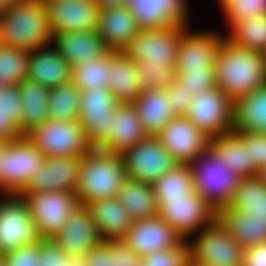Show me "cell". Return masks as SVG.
Segmentation results:
<instances>
[{
	"label": "cell",
	"instance_id": "1",
	"mask_svg": "<svg viewBox=\"0 0 266 266\" xmlns=\"http://www.w3.org/2000/svg\"><path fill=\"white\" fill-rule=\"evenodd\" d=\"M216 86L234 102L266 84V54L237 46L227 38L215 62Z\"/></svg>",
	"mask_w": 266,
	"mask_h": 266
},
{
	"label": "cell",
	"instance_id": "2",
	"mask_svg": "<svg viewBox=\"0 0 266 266\" xmlns=\"http://www.w3.org/2000/svg\"><path fill=\"white\" fill-rule=\"evenodd\" d=\"M2 44L33 51L52 41L44 0H18L0 14Z\"/></svg>",
	"mask_w": 266,
	"mask_h": 266
},
{
	"label": "cell",
	"instance_id": "3",
	"mask_svg": "<svg viewBox=\"0 0 266 266\" xmlns=\"http://www.w3.org/2000/svg\"><path fill=\"white\" fill-rule=\"evenodd\" d=\"M190 167L194 190L206 202L217 211L230 205L242 177L223 165L219 155L211 147L190 164Z\"/></svg>",
	"mask_w": 266,
	"mask_h": 266
},
{
	"label": "cell",
	"instance_id": "4",
	"mask_svg": "<svg viewBox=\"0 0 266 266\" xmlns=\"http://www.w3.org/2000/svg\"><path fill=\"white\" fill-rule=\"evenodd\" d=\"M126 178L121 154L107 159H82L75 193L84 206L98 200L115 198Z\"/></svg>",
	"mask_w": 266,
	"mask_h": 266
},
{
	"label": "cell",
	"instance_id": "5",
	"mask_svg": "<svg viewBox=\"0 0 266 266\" xmlns=\"http://www.w3.org/2000/svg\"><path fill=\"white\" fill-rule=\"evenodd\" d=\"M19 196L28 203L33 222L43 239H54L81 205L75 192L49 191Z\"/></svg>",
	"mask_w": 266,
	"mask_h": 266
},
{
	"label": "cell",
	"instance_id": "6",
	"mask_svg": "<svg viewBox=\"0 0 266 266\" xmlns=\"http://www.w3.org/2000/svg\"><path fill=\"white\" fill-rule=\"evenodd\" d=\"M185 25L166 29H141L124 52L136 63L145 66L175 67L177 50Z\"/></svg>",
	"mask_w": 266,
	"mask_h": 266
},
{
	"label": "cell",
	"instance_id": "7",
	"mask_svg": "<svg viewBox=\"0 0 266 266\" xmlns=\"http://www.w3.org/2000/svg\"><path fill=\"white\" fill-rule=\"evenodd\" d=\"M46 159L45 155L25 136L11 140L3 155L2 192L20 195Z\"/></svg>",
	"mask_w": 266,
	"mask_h": 266
},
{
	"label": "cell",
	"instance_id": "8",
	"mask_svg": "<svg viewBox=\"0 0 266 266\" xmlns=\"http://www.w3.org/2000/svg\"><path fill=\"white\" fill-rule=\"evenodd\" d=\"M185 117L209 138L233 132V101L220 88L192 97Z\"/></svg>",
	"mask_w": 266,
	"mask_h": 266
},
{
	"label": "cell",
	"instance_id": "9",
	"mask_svg": "<svg viewBox=\"0 0 266 266\" xmlns=\"http://www.w3.org/2000/svg\"><path fill=\"white\" fill-rule=\"evenodd\" d=\"M9 199V200H7ZM0 202V254L43 240L33 222L28 203L19 195Z\"/></svg>",
	"mask_w": 266,
	"mask_h": 266
},
{
	"label": "cell",
	"instance_id": "10",
	"mask_svg": "<svg viewBox=\"0 0 266 266\" xmlns=\"http://www.w3.org/2000/svg\"><path fill=\"white\" fill-rule=\"evenodd\" d=\"M189 245L190 260L207 266H243L245 250L216 220Z\"/></svg>",
	"mask_w": 266,
	"mask_h": 266
},
{
	"label": "cell",
	"instance_id": "11",
	"mask_svg": "<svg viewBox=\"0 0 266 266\" xmlns=\"http://www.w3.org/2000/svg\"><path fill=\"white\" fill-rule=\"evenodd\" d=\"M158 215L184 240L200 226L202 230L217 220V210L195 190L184 198L164 199Z\"/></svg>",
	"mask_w": 266,
	"mask_h": 266
},
{
	"label": "cell",
	"instance_id": "12",
	"mask_svg": "<svg viewBox=\"0 0 266 266\" xmlns=\"http://www.w3.org/2000/svg\"><path fill=\"white\" fill-rule=\"evenodd\" d=\"M46 158L81 156L85 131L79 120H47L25 134Z\"/></svg>",
	"mask_w": 266,
	"mask_h": 266
},
{
	"label": "cell",
	"instance_id": "13",
	"mask_svg": "<svg viewBox=\"0 0 266 266\" xmlns=\"http://www.w3.org/2000/svg\"><path fill=\"white\" fill-rule=\"evenodd\" d=\"M122 157L127 178L153 184L177 163L158 137L148 136Z\"/></svg>",
	"mask_w": 266,
	"mask_h": 266
},
{
	"label": "cell",
	"instance_id": "14",
	"mask_svg": "<svg viewBox=\"0 0 266 266\" xmlns=\"http://www.w3.org/2000/svg\"><path fill=\"white\" fill-rule=\"evenodd\" d=\"M177 164H192L210 147V139L185 116L174 117L157 136Z\"/></svg>",
	"mask_w": 266,
	"mask_h": 266
},
{
	"label": "cell",
	"instance_id": "15",
	"mask_svg": "<svg viewBox=\"0 0 266 266\" xmlns=\"http://www.w3.org/2000/svg\"><path fill=\"white\" fill-rule=\"evenodd\" d=\"M52 37L65 32L97 30L100 7L95 0H44Z\"/></svg>",
	"mask_w": 266,
	"mask_h": 266
},
{
	"label": "cell",
	"instance_id": "16",
	"mask_svg": "<svg viewBox=\"0 0 266 266\" xmlns=\"http://www.w3.org/2000/svg\"><path fill=\"white\" fill-rule=\"evenodd\" d=\"M119 105L109 88L81 91L79 121L85 134L109 138Z\"/></svg>",
	"mask_w": 266,
	"mask_h": 266
},
{
	"label": "cell",
	"instance_id": "17",
	"mask_svg": "<svg viewBox=\"0 0 266 266\" xmlns=\"http://www.w3.org/2000/svg\"><path fill=\"white\" fill-rule=\"evenodd\" d=\"M81 163V156L46 158L22 193L75 192Z\"/></svg>",
	"mask_w": 266,
	"mask_h": 266
},
{
	"label": "cell",
	"instance_id": "18",
	"mask_svg": "<svg viewBox=\"0 0 266 266\" xmlns=\"http://www.w3.org/2000/svg\"><path fill=\"white\" fill-rule=\"evenodd\" d=\"M184 31L176 57L175 74L181 71H215L218 49L225 38L214 33Z\"/></svg>",
	"mask_w": 266,
	"mask_h": 266
},
{
	"label": "cell",
	"instance_id": "19",
	"mask_svg": "<svg viewBox=\"0 0 266 266\" xmlns=\"http://www.w3.org/2000/svg\"><path fill=\"white\" fill-rule=\"evenodd\" d=\"M127 7L141 29L161 30L186 25V0H128Z\"/></svg>",
	"mask_w": 266,
	"mask_h": 266
},
{
	"label": "cell",
	"instance_id": "20",
	"mask_svg": "<svg viewBox=\"0 0 266 266\" xmlns=\"http://www.w3.org/2000/svg\"><path fill=\"white\" fill-rule=\"evenodd\" d=\"M182 238L159 216L135 220L122 239L140 256L176 245Z\"/></svg>",
	"mask_w": 266,
	"mask_h": 266
},
{
	"label": "cell",
	"instance_id": "21",
	"mask_svg": "<svg viewBox=\"0 0 266 266\" xmlns=\"http://www.w3.org/2000/svg\"><path fill=\"white\" fill-rule=\"evenodd\" d=\"M69 255L87 254L103 240L87 206L80 205L53 239Z\"/></svg>",
	"mask_w": 266,
	"mask_h": 266
},
{
	"label": "cell",
	"instance_id": "22",
	"mask_svg": "<svg viewBox=\"0 0 266 266\" xmlns=\"http://www.w3.org/2000/svg\"><path fill=\"white\" fill-rule=\"evenodd\" d=\"M140 30L127 6L99 11L96 31L109 51H124Z\"/></svg>",
	"mask_w": 266,
	"mask_h": 266
},
{
	"label": "cell",
	"instance_id": "23",
	"mask_svg": "<svg viewBox=\"0 0 266 266\" xmlns=\"http://www.w3.org/2000/svg\"><path fill=\"white\" fill-rule=\"evenodd\" d=\"M71 71V65L55 48H40L30 52L27 79L52 89L70 82Z\"/></svg>",
	"mask_w": 266,
	"mask_h": 266
},
{
	"label": "cell",
	"instance_id": "24",
	"mask_svg": "<svg viewBox=\"0 0 266 266\" xmlns=\"http://www.w3.org/2000/svg\"><path fill=\"white\" fill-rule=\"evenodd\" d=\"M52 41L71 67L92 61L108 51L96 30L59 33Z\"/></svg>",
	"mask_w": 266,
	"mask_h": 266
},
{
	"label": "cell",
	"instance_id": "25",
	"mask_svg": "<svg viewBox=\"0 0 266 266\" xmlns=\"http://www.w3.org/2000/svg\"><path fill=\"white\" fill-rule=\"evenodd\" d=\"M87 207L103 241L122 240L133 225L134 220L117 197L98 200Z\"/></svg>",
	"mask_w": 266,
	"mask_h": 266
},
{
	"label": "cell",
	"instance_id": "26",
	"mask_svg": "<svg viewBox=\"0 0 266 266\" xmlns=\"http://www.w3.org/2000/svg\"><path fill=\"white\" fill-rule=\"evenodd\" d=\"M144 131L148 136L157 137L176 115L171 109L166 88L142 91L132 103Z\"/></svg>",
	"mask_w": 266,
	"mask_h": 266
},
{
	"label": "cell",
	"instance_id": "27",
	"mask_svg": "<svg viewBox=\"0 0 266 266\" xmlns=\"http://www.w3.org/2000/svg\"><path fill=\"white\" fill-rule=\"evenodd\" d=\"M217 220L245 248L266 242V217L251 216L225 206L217 211Z\"/></svg>",
	"mask_w": 266,
	"mask_h": 266
},
{
	"label": "cell",
	"instance_id": "28",
	"mask_svg": "<svg viewBox=\"0 0 266 266\" xmlns=\"http://www.w3.org/2000/svg\"><path fill=\"white\" fill-rule=\"evenodd\" d=\"M109 90L119 104H132L142 93L137 63L124 51H111Z\"/></svg>",
	"mask_w": 266,
	"mask_h": 266
},
{
	"label": "cell",
	"instance_id": "29",
	"mask_svg": "<svg viewBox=\"0 0 266 266\" xmlns=\"http://www.w3.org/2000/svg\"><path fill=\"white\" fill-rule=\"evenodd\" d=\"M233 131L266 133V84L233 102Z\"/></svg>",
	"mask_w": 266,
	"mask_h": 266
},
{
	"label": "cell",
	"instance_id": "30",
	"mask_svg": "<svg viewBox=\"0 0 266 266\" xmlns=\"http://www.w3.org/2000/svg\"><path fill=\"white\" fill-rule=\"evenodd\" d=\"M17 86L23 104L21 135H25L34 127L49 120L50 89L30 79Z\"/></svg>",
	"mask_w": 266,
	"mask_h": 266
},
{
	"label": "cell",
	"instance_id": "31",
	"mask_svg": "<svg viewBox=\"0 0 266 266\" xmlns=\"http://www.w3.org/2000/svg\"><path fill=\"white\" fill-rule=\"evenodd\" d=\"M112 122V135L109 139L118 154L122 155L148 137L133 104H120Z\"/></svg>",
	"mask_w": 266,
	"mask_h": 266
},
{
	"label": "cell",
	"instance_id": "32",
	"mask_svg": "<svg viewBox=\"0 0 266 266\" xmlns=\"http://www.w3.org/2000/svg\"><path fill=\"white\" fill-rule=\"evenodd\" d=\"M117 198L134 221L158 215V205L149 183L126 178Z\"/></svg>",
	"mask_w": 266,
	"mask_h": 266
},
{
	"label": "cell",
	"instance_id": "33",
	"mask_svg": "<svg viewBox=\"0 0 266 266\" xmlns=\"http://www.w3.org/2000/svg\"><path fill=\"white\" fill-rule=\"evenodd\" d=\"M210 147L232 172L242 178L256 176L257 172L250 165L248 147L234 132L211 138Z\"/></svg>",
	"mask_w": 266,
	"mask_h": 266
},
{
	"label": "cell",
	"instance_id": "34",
	"mask_svg": "<svg viewBox=\"0 0 266 266\" xmlns=\"http://www.w3.org/2000/svg\"><path fill=\"white\" fill-rule=\"evenodd\" d=\"M153 193L159 205L164 199L184 198L194 190L193 173L190 165L176 164L153 184Z\"/></svg>",
	"mask_w": 266,
	"mask_h": 266
},
{
	"label": "cell",
	"instance_id": "35",
	"mask_svg": "<svg viewBox=\"0 0 266 266\" xmlns=\"http://www.w3.org/2000/svg\"><path fill=\"white\" fill-rule=\"evenodd\" d=\"M111 51L72 67L70 81L80 90L109 88Z\"/></svg>",
	"mask_w": 266,
	"mask_h": 266
},
{
	"label": "cell",
	"instance_id": "36",
	"mask_svg": "<svg viewBox=\"0 0 266 266\" xmlns=\"http://www.w3.org/2000/svg\"><path fill=\"white\" fill-rule=\"evenodd\" d=\"M229 206L251 216L266 217V186L256 176L242 178Z\"/></svg>",
	"mask_w": 266,
	"mask_h": 266
},
{
	"label": "cell",
	"instance_id": "37",
	"mask_svg": "<svg viewBox=\"0 0 266 266\" xmlns=\"http://www.w3.org/2000/svg\"><path fill=\"white\" fill-rule=\"evenodd\" d=\"M81 91L70 81L50 89L49 119L56 121L79 120Z\"/></svg>",
	"mask_w": 266,
	"mask_h": 266
},
{
	"label": "cell",
	"instance_id": "38",
	"mask_svg": "<svg viewBox=\"0 0 266 266\" xmlns=\"http://www.w3.org/2000/svg\"><path fill=\"white\" fill-rule=\"evenodd\" d=\"M230 31L233 44L266 54V14L234 23Z\"/></svg>",
	"mask_w": 266,
	"mask_h": 266
},
{
	"label": "cell",
	"instance_id": "39",
	"mask_svg": "<svg viewBox=\"0 0 266 266\" xmlns=\"http://www.w3.org/2000/svg\"><path fill=\"white\" fill-rule=\"evenodd\" d=\"M30 52L0 44V79L6 85H19L27 79Z\"/></svg>",
	"mask_w": 266,
	"mask_h": 266
},
{
	"label": "cell",
	"instance_id": "40",
	"mask_svg": "<svg viewBox=\"0 0 266 266\" xmlns=\"http://www.w3.org/2000/svg\"><path fill=\"white\" fill-rule=\"evenodd\" d=\"M142 266H188L190 248L184 239L176 245L142 256Z\"/></svg>",
	"mask_w": 266,
	"mask_h": 266
},
{
	"label": "cell",
	"instance_id": "41",
	"mask_svg": "<svg viewBox=\"0 0 266 266\" xmlns=\"http://www.w3.org/2000/svg\"><path fill=\"white\" fill-rule=\"evenodd\" d=\"M137 75L142 91L167 88L176 77L175 67L145 66L137 63Z\"/></svg>",
	"mask_w": 266,
	"mask_h": 266
},
{
	"label": "cell",
	"instance_id": "42",
	"mask_svg": "<svg viewBox=\"0 0 266 266\" xmlns=\"http://www.w3.org/2000/svg\"><path fill=\"white\" fill-rule=\"evenodd\" d=\"M230 27L237 22L266 14V0H232L224 8Z\"/></svg>",
	"mask_w": 266,
	"mask_h": 266
},
{
	"label": "cell",
	"instance_id": "43",
	"mask_svg": "<svg viewBox=\"0 0 266 266\" xmlns=\"http://www.w3.org/2000/svg\"><path fill=\"white\" fill-rule=\"evenodd\" d=\"M175 80L192 97L216 87L215 71H181L176 75Z\"/></svg>",
	"mask_w": 266,
	"mask_h": 266
},
{
	"label": "cell",
	"instance_id": "44",
	"mask_svg": "<svg viewBox=\"0 0 266 266\" xmlns=\"http://www.w3.org/2000/svg\"><path fill=\"white\" fill-rule=\"evenodd\" d=\"M248 147L250 165L257 172L266 165V133L233 131Z\"/></svg>",
	"mask_w": 266,
	"mask_h": 266
},
{
	"label": "cell",
	"instance_id": "45",
	"mask_svg": "<svg viewBox=\"0 0 266 266\" xmlns=\"http://www.w3.org/2000/svg\"><path fill=\"white\" fill-rule=\"evenodd\" d=\"M113 142L108 137L85 134L81 158L85 160L107 159L117 156Z\"/></svg>",
	"mask_w": 266,
	"mask_h": 266
},
{
	"label": "cell",
	"instance_id": "46",
	"mask_svg": "<svg viewBox=\"0 0 266 266\" xmlns=\"http://www.w3.org/2000/svg\"><path fill=\"white\" fill-rule=\"evenodd\" d=\"M23 104L17 85L3 86V109L6 119L20 132L21 134V118Z\"/></svg>",
	"mask_w": 266,
	"mask_h": 266
},
{
	"label": "cell",
	"instance_id": "47",
	"mask_svg": "<svg viewBox=\"0 0 266 266\" xmlns=\"http://www.w3.org/2000/svg\"><path fill=\"white\" fill-rule=\"evenodd\" d=\"M4 266H40L38 244L19 247L2 255Z\"/></svg>",
	"mask_w": 266,
	"mask_h": 266
},
{
	"label": "cell",
	"instance_id": "48",
	"mask_svg": "<svg viewBox=\"0 0 266 266\" xmlns=\"http://www.w3.org/2000/svg\"><path fill=\"white\" fill-rule=\"evenodd\" d=\"M38 247L40 266H67L66 252L53 239H43Z\"/></svg>",
	"mask_w": 266,
	"mask_h": 266
},
{
	"label": "cell",
	"instance_id": "49",
	"mask_svg": "<svg viewBox=\"0 0 266 266\" xmlns=\"http://www.w3.org/2000/svg\"><path fill=\"white\" fill-rule=\"evenodd\" d=\"M166 90L168 91L171 109L174 114L176 116H185L189 110L190 103L192 102V96L190 93L185 88H182L175 79Z\"/></svg>",
	"mask_w": 266,
	"mask_h": 266
},
{
	"label": "cell",
	"instance_id": "50",
	"mask_svg": "<svg viewBox=\"0 0 266 266\" xmlns=\"http://www.w3.org/2000/svg\"><path fill=\"white\" fill-rule=\"evenodd\" d=\"M85 266H115L112 240L102 241L86 254Z\"/></svg>",
	"mask_w": 266,
	"mask_h": 266
},
{
	"label": "cell",
	"instance_id": "51",
	"mask_svg": "<svg viewBox=\"0 0 266 266\" xmlns=\"http://www.w3.org/2000/svg\"><path fill=\"white\" fill-rule=\"evenodd\" d=\"M115 266H142V256L136 253L123 240H112Z\"/></svg>",
	"mask_w": 266,
	"mask_h": 266
},
{
	"label": "cell",
	"instance_id": "52",
	"mask_svg": "<svg viewBox=\"0 0 266 266\" xmlns=\"http://www.w3.org/2000/svg\"><path fill=\"white\" fill-rule=\"evenodd\" d=\"M243 266H266V242L246 248Z\"/></svg>",
	"mask_w": 266,
	"mask_h": 266
},
{
	"label": "cell",
	"instance_id": "53",
	"mask_svg": "<svg viewBox=\"0 0 266 266\" xmlns=\"http://www.w3.org/2000/svg\"><path fill=\"white\" fill-rule=\"evenodd\" d=\"M20 132L6 119L3 109V86L0 88V140H13Z\"/></svg>",
	"mask_w": 266,
	"mask_h": 266
},
{
	"label": "cell",
	"instance_id": "54",
	"mask_svg": "<svg viewBox=\"0 0 266 266\" xmlns=\"http://www.w3.org/2000/svg\"><path fill=\"white\" fill-rule=\"evenodd\" d=\"M100 9L121 8L127 6L128 0H95Z\"/></svg>",
	"mask_w": 266,
	"mask_h": 266
},
{
	"label": "cell",
	"instance_id": "55",
	"mask_svg": "<svg viewBox=\"0 0 266 266\" xmlns=\"http://www.w3.org/2000/svg\"><path fill=\"white\" fill-rule=\"evenodd\" d=\"M86 260V254L69 255L66 253L67 266H85Z\"/></svg>",
	"mask_w": 266,
	"mask_h": 266
},
{
	"label": "cell",
	"instance_id": "56",
	"mask_svg": "<svg viewBox=\"0 0 266 266\" xmlns=\"http://www.w3.org/2000/svg\"><path fill=\"white\" fill-rule=\"evenodd\" d=\"M9 140H0V188L2 187L3 155Z\"/></svg>",
	"mask_w": 266,
	"mask_h": 266
},
{
	"label": "cell",
	"instance_id": "57",
	"mask_svg": "<svg viewBox=\"0 0 266 266\" xmlns=\"http://www.w3.org/2000/svg\"><path fill=\"white\" fill-rule=\"evenodd\" d=\"M18 0H0V14L9 9Z\"/></svg>",
	"mask_w": 266,
	"mask_h": 266
},
{
	"label": "cell",
	"instance_id": "58",
	"mask_svg": "<svg viewBox=\"0 0 266 266\" xmlns=\"http://www.w3.org/2000/svg\"><path fill=\"white\" fill-rule=\"evenodd\" d=\"M256 177L266 186V165L257 171Z\"/></svg>",
	"mask_w": 266,
	"mask_h": 266
},
{
	"label": "cell",
	"instance_id": "59",
	"mask_svg": "<svg viewBox=\"0 0 266 266\" xmlns=\"http://www.w3.org/2000/svg\"><path fill=\"white\" fill-rule=\"evenodd\" d=\"M232 0H219V2L221 3L220 6H222V9Z\"/></svg>",
	"mask_w": 266,
	"mask_h": 266
},
{
	"label": "cell",
	"instance_id": "60",
	"mask_svg": "<svg viewBox=\"0 0 266 266\" xmlns=\"http://www.w3.org/2000/svg\"><path fill=\"white\" fill-rule=\"evenodd\" d=\"M188 266H207V265H204V264H197V263H195V262L189 260V264H188Z\"/></svg>",
	"mask_w": 266,
	"mask_h": 266
},
{
	"label": "cell",
	"instance_id": "61",
	"mask_svg": "<svg viewBox=\"0 0 266 266\" xmlns=\"http://www.w3.org/2000/svg\"><path fill=\"white\" fill-rule=\"evenodd\" d=\"M0 266H4V259L2 254H0Z\"/></svg>",
	"mask_w": 266,
	"mask_h": 266
},
{
	"label": "cell",
	"instance_id": "62",
	"mask_svg": "<svg viewBox=\"0 0 266 266\" xmlns=\"http://www.w3.org/2000/svg\"><path fill=\"white\" fill-rule=\"evenodd\" d=\"M2 43V33H1V24H0V44Z\"/></svg>",
	"mask_w": 266,
	"mask_h": 266
},
{
	"label": "cell",
	"instance_id": "63",
	"mask_svg": "<svg viewBox=\"0 0 266 266\" xmlns=\"http://www.w3.org/2000/svg\"><path fill=\"white\" fill-rule=\"evenodd\" d=\"M5 84L3 83V81L0 79V88L2 87V86H4Z\"/></svg>",
	"mask_w": 266,
	"mask_h": 266
}]
</instances>
